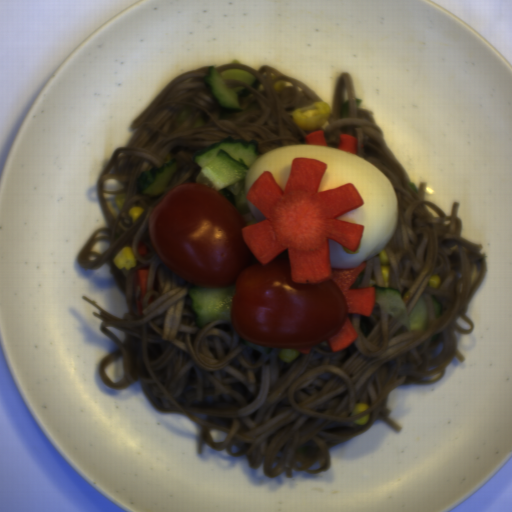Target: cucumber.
Listing matches in <instances>:
<instances>
[{
    "mask_svg": "<svg viewBox=\"0 0 512 512\" xmlns=\"http://www.w3.org/2000/svg\"><path fill=\"white\" fill-rule=\"evenodd\" d=\"M258 148V140L230 136L198 149L193 156L200 166L193 176L195 182L222 190L248 226L258 223L248 204L245 183L248 169L262 155Z\"/></svg>",
    "mask_w": 512,
    "mask_h": 512,
    "instance_id": "1",
    "label": "cucumber"
},
{
    "mask_svg": "<svg viewBox=\"0 0 512 512\" xmlns=\"http://www.w3.org/2000/svg\"><path fill=\"white\" fill-rule=\"evenodd\" d=\"M234 287L204 288L189 281L190 310L200 328L214 321L231 322Z\"/></svg>",
    "mask_w": 512,
    "mask_h": 512,
    "instance_id": "2",
    "label": "cucumber"
},
{
    "mask_svg": "<svg viewBox=\"0 0 512 512\" xmlns=\"http://www.w3.org/2000/svg\"><path fill=\"white\" fill-rule=\"evenodd\" d=\"M225 80H239L254 87L256 91L260 89L261 80L248 70L231 69L221 71L214 67L207 69L202 79L205 90L215 105L228 112L242 111L238 95L240 91H244V87H230Z\"/></svg>",
    "mask_w": 512,
    "mask_h": 512,
    "instance_id": "3",
    "label": "cucumber"
},
{
    "mask_svg": "<svg viewBox=\"0 0 512 512\" xmlns=\"http://www.w3.org/2000/svg\"><path fill=\"white\" fill-rule=\"evenodd\" d=\"M377 305L385 309L409 332H424L428 322V314L423 297L421 296L408 314L406 303L401 293L392 287L373 284Z\"/></svg>",
    "mask_w": 512,
    "mask_h": 512,
    "instance_id": "4",
    "label": "cucumber"
},
{
    "mask_svg": "<svg viewBox=\"0 0 512 512\" xmlns=\"http://www.w3.org/2000/svg\"><path fill=\"white\" fill-rule=\"evenodd\" d=\"M179 170L178 159L171 158L169 163H165L160 168L142 173L136 179V190L149 199L167 195L168 191L172 190V179Z\"/></svg>",
    "mask_w": 512,
    "mask_h": 512,
    "instance_id": "5",
    "label": "cucumber"
},
{
    "mask_svg": "<svg viewBox=\"0 0 512 512\" xmlns=\"http://www.w3.org/2000/svg\"><path fill=\"white\" fill-rule=\"evenodd\" d=\"M432 301H433L435 320H436V319L440 318V316H441V304H440L439 300L436 299L435 297H432Z\"/></svg>",
    "mask_w": 512,
    "mask_h": 512,
    "instance_id": "6",
    "label": "cucumber"
},
{
    "mask_svg": "<svg viewBox=\"0 0 512 512\" xmlns=\"http://www.w3.org/2000/svg\"><path fill=\"white\" fill-rule=\"evenodd\" d=\"M349 117V101L347 100L341 110H340V118H348Z\"/></svg>",
    "mask_w": 512,
    "mask_h": 512,
    "instance_id": "7",
    "label": "cucumber"
}]
</instances>
